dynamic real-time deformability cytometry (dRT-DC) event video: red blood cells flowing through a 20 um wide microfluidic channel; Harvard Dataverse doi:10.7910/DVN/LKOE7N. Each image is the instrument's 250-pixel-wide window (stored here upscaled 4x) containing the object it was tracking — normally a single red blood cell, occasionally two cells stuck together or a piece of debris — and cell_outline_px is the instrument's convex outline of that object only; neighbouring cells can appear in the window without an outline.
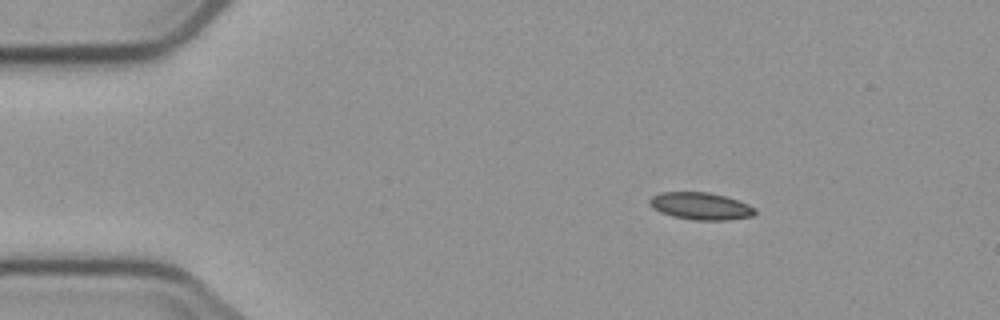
{"species": "common noctule bat (a hibernating species)", "species_latin": "Nyctalus noctula", "temperature_condition": "cold", "stored_images_in_passage": 3, "camera_frame_rate_fps": 3000, "um_per_image_px": 0.085, "animal": {"sex": "male", "body_mass_g": 23.1, "forearm_length_mm": 52.7}, "frame": {"image": 1, "passage_image": 1, "time_ms": 0.0, "image_size_px": [1000, 320], "cell_outline_px": [[756, 212], [752, 216], [728, 220], [696, 220], [672, 216], [660, 212], [652, 208], [648, 204], [648, 200], [652, 196], [660, 192], [708, 192], [724, 196], [748, 204], [756, 208]], "centroid_in_image_um": [59.52, 17.52], "position_along_channel_um": 25.5, "area_um2": 16.76}}